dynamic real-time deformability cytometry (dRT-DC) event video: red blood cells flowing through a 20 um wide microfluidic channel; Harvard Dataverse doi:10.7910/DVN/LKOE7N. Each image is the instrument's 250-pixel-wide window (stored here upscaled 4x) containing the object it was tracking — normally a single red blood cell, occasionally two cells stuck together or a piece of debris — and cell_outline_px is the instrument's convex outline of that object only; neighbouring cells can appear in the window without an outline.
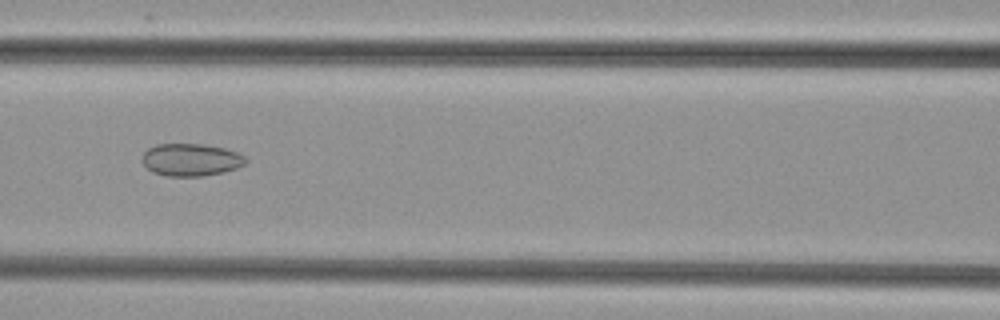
{"species": "common noctule bat (a hibernating species)", "species_latin": "Nyctalus noctula", "temperature_condition": "cold", "stored_images_in_passage": 51, "camera_frame_rate_fps": 3000, "um_per_image_px": 0.085, "animal": {"sex": "female", "body_mass_g": 29.2, "forearm_length_mm": 56.3}, "frame": {"image": 1, "passage_image": 23, "time_ms": 7.333, "image_size_px": [1000, 320], "cell_outline_px": [[248, 160], [244, 164], [236, 168], [224, 172], [204, 176], [168, 176], [152, 172], [140, 160], [140, 156], [148, 148], [156, 144], [204, 144], [224, 148], [236, 152], [244, 156]], "centroid_in_image_um": [16.2, 13.58], "position_along_channel_um": 150.4, "area_um2": 19.71}}
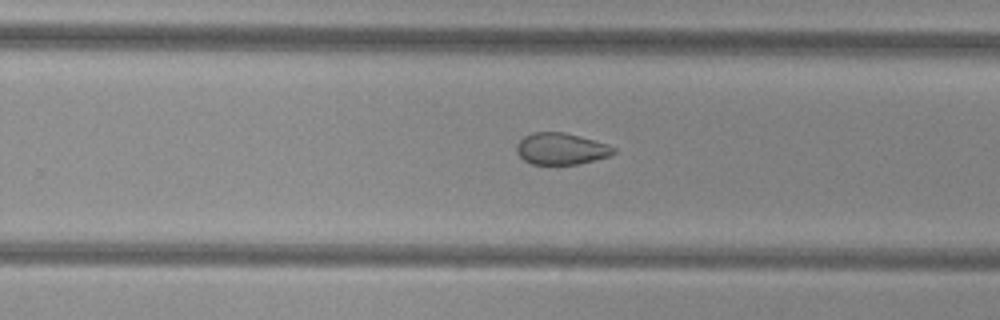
{"frame": {"image": 2, "passage_image": 33, "time_ms": 10.667, "image_size_px": [1000, 320], "cell_outline_px": [[616, 152], [608, 156], [576, 164], [532, 164], [524, 160], [516, 152], [516, 144], [524, 136], [532, 132], [564, 132], [608, 144], [616, 148]], "centroid_in_image_um": [47.66, 12.64], "position_along_channel_um": 282.1, "area_um2": 17.74}}
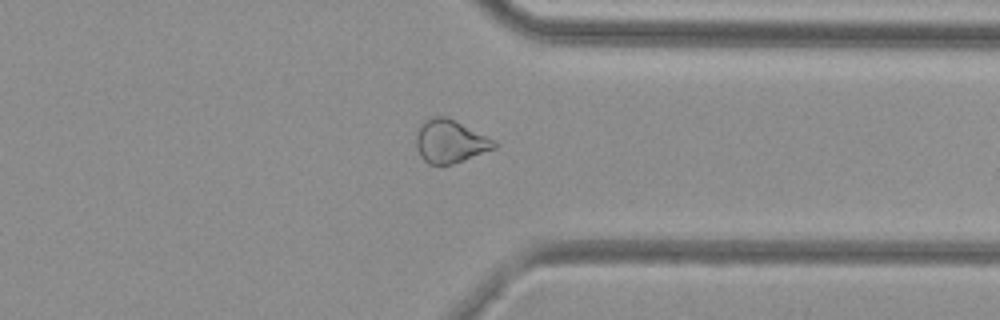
{"frame": {"image": 3, "passage_image": 40, "time_ms": 13.0, "image_size_px": [1000, 320], "cell_outline_px": [[500, 144], [496, 148], [464, 160], [452, 164], [428, 164], [420, 156], [416, 148], [416, 136], [420, 124], [424, 120], [432, 116], [448, 116], [496, 140]], "centroid_in_image_um": [38.28, 12.0], "position_along_channel_um": 373.1, "area_um2": 19.94}}